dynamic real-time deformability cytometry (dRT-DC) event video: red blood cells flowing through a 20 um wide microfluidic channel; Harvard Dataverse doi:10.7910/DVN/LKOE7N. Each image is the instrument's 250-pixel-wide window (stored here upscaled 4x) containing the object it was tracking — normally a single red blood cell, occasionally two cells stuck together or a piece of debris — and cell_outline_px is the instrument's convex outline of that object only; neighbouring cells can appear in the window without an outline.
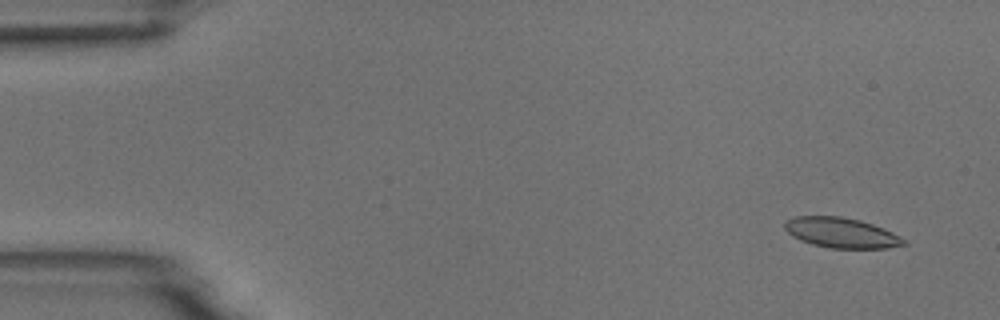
{"species": "common noctule bat (a hibernating species)", "species_latin": "Nyctalus noctula", "temperature_condition": "room temperature", "stored_images_in_passage": 55, "camera_frame_rate_fps": 3000, "um_per_image_px": 0.085, "animal": {"sex": "male", "body_mass_g": 18.8}, "frame": {"image": 1, "passage_image": 4, "time_ms": 1.0, "image_size_px": [1000, 320], "cell_outline_px": [[908, 244], [888, 248], [832, 248], [812, 244], [800, 240], [792, 236], [784, 228], [784, 220], [796, 216], [840, 216], [860, 220], [884, 228], [908, 240]], "centroid_in_image_um": [71.53, 19.78], "position_along_channel_um": 13.5, "area_um2": 21.1}}
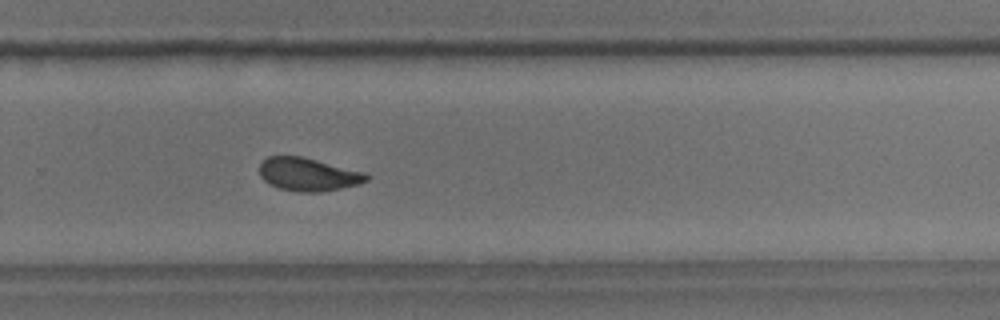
{"frame": {"image": 2, "passage_image": 37, "time_ms": 12.0, "image_size_px": [1000, 320], "cell_outline_px": [[372, 176], [368, 180], [360, 184], [320, 192], [300, 192], [280, 188], [268, 184], [260, 176], [260, 164], [268, 156], [300, 156], [368, 172]], "centroid_in_image_um": [26.25, 14.82], "position_along_channel_um": 303.5, "area_um2": 20.81}}
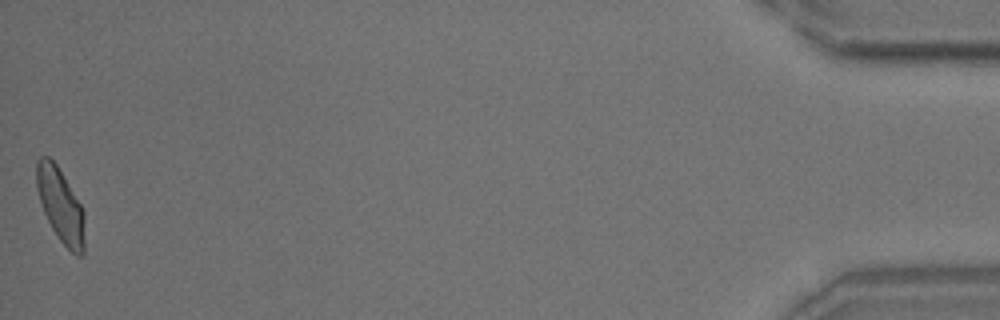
{"frame": {"image": 3, "passage_image": 55, "time_ms": 18.0, "image_size_px": [1000, 320], "cell_outline_px": [[84, 256], [76, 256], [60, 240], [52, 228], [44, 212], [36, 188], [36, 160], [40, 156], [48, 156], [56, 164], [80, 204], [84, 212]], "centroid_in_image_um": [5.14, 17.45], "position_along_channel_um": 430.1, "area_um2": 20.52}, "authors_computed_cell_mechanics": {"area_um2": 21.097, "velocity_mm_per_s": 3.6932, "shape_relaxation_time_tau1_ms": 4.2524, "shape_relaxation_time_tau2_ms": 1.8309, "deformation_change_tau1": 0.1175, "deformation_change_tau2": 0.0724}}